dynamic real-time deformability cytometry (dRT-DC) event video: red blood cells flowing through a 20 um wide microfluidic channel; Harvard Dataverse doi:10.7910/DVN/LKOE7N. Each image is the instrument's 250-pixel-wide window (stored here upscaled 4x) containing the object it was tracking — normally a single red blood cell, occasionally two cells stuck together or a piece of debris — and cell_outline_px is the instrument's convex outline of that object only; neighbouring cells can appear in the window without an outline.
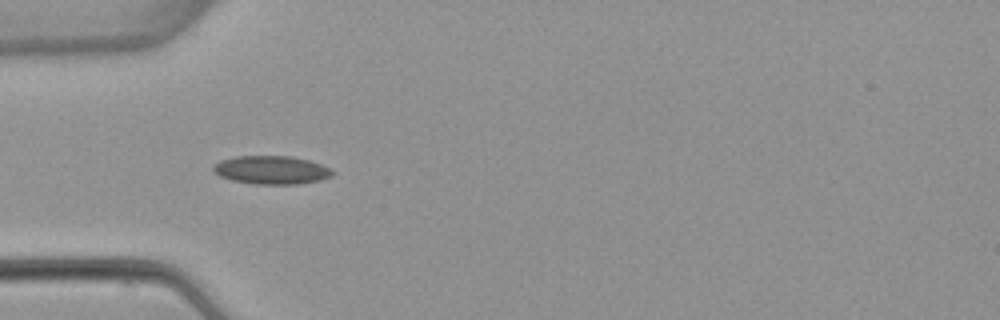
{"species": "common noctule bat (a hibernating species)", "species_latin": "Nyctalus noctula", "temperature_condition": "warm", "stored_images_in_passage": 2, "camera_frame_rate_fps": 3000, "um_per_image_px": 0.085, "animal": {"sex": "female", "body_mass_g": 22.7, "forearm_length_mm": 54.2}, "frame": {"image": 1, "passage_image": 1, "time_ms": 0.0, "image_size_px": [1000, 320], "cell_outline_px": [[336, 172], [332, 176], [320, 180], [296, 184], [256, 184], [232, 180], [220, 176], [212, 172], [212, 168], [220, 160], [236, 156], [292, 156], [308, 160], [332, 168]], "centroid_in_image_um": [23.09, 14.44], "position_along_channel_um": 61.9, "area_um2": 19.77}}
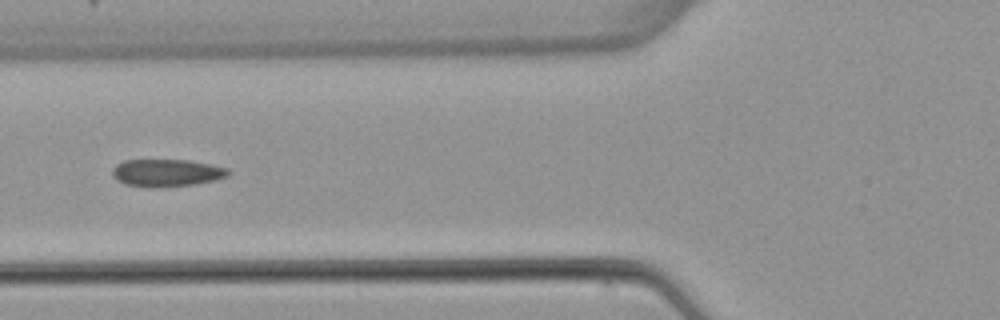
{"frame": {"image": 2, "passage_image": 2, "time_ms": 1.333, "image_size_px": [1000, 320], "cell_outline_px": [[232, 172], [228, 176], [216, 180], [196, 184], [124, 184], [116, 180], [112, 176], [112, 168], [116, 164], [124, 160], [188, 160], [212, 164], [228, 168]], "centroid_in_image_um": [14.22, 14.63], "position_along_channel_um": 111.6, "area_um2": 17.8}}